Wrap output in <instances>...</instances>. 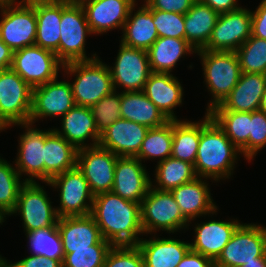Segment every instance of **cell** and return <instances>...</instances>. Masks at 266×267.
<instances>
[{
	"mask_svg": "<svg viewBox=\"0 0 266 267\" xmlns=\"http://www.w3.org/2000/svg\"><path fill=\"white\" fill-rule=\"evenodd\" d=\"M101 236L113 246L136 245L143 234L141 204L121 198L112 192L94 196L90 214Z\"/></svg>",
	"mask_w": 266,
	"mask_h": 267,
	"instance_id": "6da1fadb",
	"label": "cell"
},
{
	"mask_svg": "<svg viewBox=\"0 0 266 267\" xmlns=\"http://www.w3.org/2000/svg\"><path fill=\"white\" fill-rule=\"evenodd\" d=\"M238 153L241 151L206 112L201 121V136L194 163L197 177L213 178L215 181L229 178Z\"/></svg>",
	"mask_w": 266,
	"mask_h": 267,
	"instance_id": "7a4b0ae2",
	"label": "cell"
},
{
	"mask_svg": "<svg viewBox=\"0 0 266 267\" xmlns=\"http://www.w3.org/2000/svg\"><path fill=\"white\" fill-rule=\"evenodd\" d=\"M62 68L76 75L74 83H70L76 106L91 107L114 91L110 68L98 58L69 62Z\"/></svg>",
	"mask_w": 266,
	"mask_h": 267,
	"instance_id": "3957f363",
	"label": "cell"
},
{
	"mask_svg": "<svg viewBox=\"0 0 266 267\" xmlns=\"http://www.w3.org/2000/svg\"><path fill=\"white\" fill-rule=\"evenodd\" d=\"M196 53L201 57L205 82L213 95L206 109L209 112L230 94L242 72L236 52L201 49Z\"/></svg>",
	"mask_w": 266,
	"mask_h": 267,
	"instance_id": "277c9868",
	"label": "cell"
},
{
	"mask_svg": "<svg viewBox=\"0 0 266 267\" xmlns=\"http://www.w3.org/2000/svg\"><path fill=\"white\" fill-rule=\"evenodd\" d=\"M0 0V39L13 51L35 45V0ZM14 5V6H13Z\"/></svg>",
	"mask_w": 266,
	"mask_h": 267,
	"instance_id": "5b68a950",
	"label": "cell"
},
{
	"mask_svg": "<svg viewBox=\"0 0 266 267\" xmlns=\"http://www.w3.org/2000/svg\"><path fill=\"white\" fill-rule=\"evenodd\" d=\"M33 88L11 68L0 72V124L29 123L32 110Z\"/></svg>",
	"mask_w": 266,
	"mask_h": 267,
	"instance_id": "8992f818",
	"label": "cell"
},
{
	"mask_svg": "<svg viewBox=\"0 0 266 267\" xmlns=\"http://www.w3.org/2000/svg\"><path fill=\"white\" fill-rule=\"evenodd\" d=\"M151 185L141 203V223L143 233L159 229L174 233L187 227L190 222L181 212L170 191H161Z\"/></svg>",
	"mask_w": 266,
	"mask_h": 267,
	"instance_id": "52a82bcc",
	"label": "cell"
},
{
	"mask_svg": "<svg viewBox=\"0 0 266 267\" xmlns=\"http://www.w3.org/2000/svg\"><path fill=\"white\" fill-rule=\"evenodd\" d=\"M86 15L80 3L62 1V18L60 21L59 60L63 63L90 61L85 52V38L91 34Z\"/></svg>",
	"mask_w": 266,
	"mask_h": 267,
	"instance_id": "ba28073f",
	"label": "cell"
},
{
	"mask_svg": "<svg viewBox=\"0 0 266 267\" xmlns=\"http://www.w3.org/2000/svg\"><path fill=\"white\" fill-rule=\"evenodd\" d=\"M257 257H266V227L240 224L214 262V267H239Z\"/></svg>",
	"mask_w": 266,
	"mask_h": 267,
	"instance_id": "9c48e42d",
	"label": "cell"
},
{
	"mask_svg": "<svg viewBox=\"0 0 266 267\" xmlns=\"http://www.w3.org/2000/svg\"><path fill=\"white\" fill-rule=\"evenodd\" d=\"M47 184L60 188V208L56 209L59 218L91 214L94 194L77 166L54 176Z\"/></svg>",
	"mask_w": 266,
	"mask_h": 267,
	"instance_id": "30bf717a",
	"label": "cell"
},
{
	"mask_svg": "<svg viewBox=\"0 0 266 267\" xmlns=\"http://www.w3.org/2000/svg\"><path fill=\"white\" fill-rule=\"evenodd\" d=\"M61 67L63 63L54 52L32 45L13 51L10 68L34 88L56 79Z\"/></svg>",
	"mask_w": 266,
	"mask_h": 267,
	"instance_id": "8fae6325",
	"label": "cell"
},
{
	"mask_svg": "<svg viewBox=\"0 0 266 267\" xmlns=\"http://www.w3.org/2000/svg\"><path fill=\"white\" fill-rule=\"evenodd\" d=\"M20 213L25 232L57 225L58 215L47 193L37 182H26L19 191L15 209L11 214Z\"/></svg>",
	"mask_w": 266,
	"mask_h": 267,
	"instance_id": "7c38bea8",
	"label": "cell"
},
{
	"mask_svg": "<svg viewBox=\"0 0 266 267\" xmlns=\"http://www.w3.org/2000/svg\"><path fill=\"white\" fill-rule=\"evenodd\" d=\"M251 35V10L240 7L237 10L219 14L211 37L203 49L235 52Z\"/></svg>",
	"mask_w": 266,
	"mask_h": 267,
	"instance_id": "4fadbf2b",
	"label": "cell"
},
{
	"mask_svg": "<svg viewBox=\"0 0 266 267\" xmlns=\"http://www.w3.org/2000/svg\"><path fill=\"white\" fill-rule=\"evenodd\" d=\"M118 157L100 145L77 150L76 166L82 171L94 196L111 192Z\"/></svg>",
	"mask_w": 266,
	"mask_h": 267,
	"instance_id": "5bb4252c",
	"label": "cell"
},
{
	"mask_svg": "<svg viewBox=\"0 0 266 267\" xmlns=\"http://www.w3.org/2000/svg\"><path fill=\"white\" fill-rule=\"evenodd\" d=\"M109 68L115 91L116 85L117 88L124 87L125 92L142 91L152 73L148 52L122 43L113 68L110 66Z\"/></svg>",
	"mask_w": 266,
	"mask_h": 267,
	"instance_id": "9a60e30c",
	"label": "cell"
},
{
	"mask_svg": "<svg viewBox=\"0 0 266 267\" xmlns=\"http://www.w3.org/2000/svg\"><path fill=\"white\" fill-rule=\"evenodd\" d=\"M75 106L71 85L57 78L33 88L32 110L29 123L38 118L63 116Z\"/></svg>",
	"mask_w": 266,
	"mask_h": 267,
	"instance_id": "2e32d148",
	"label": "cell"
},
{
	"mask_svg": "<svg viewBox=\"0 0 266 267\" xmlns=\"http://www.w3.org/2000/svg\"><path fill=\"white\" fill-rule=\"evenodd\" d=\"M145 167L136 157H118L111 192L121 198L141 204L152 182Z\"/></svg>",
	"mask_w": 266,
	"mask_h": 267,
	"instance_id": "e0dca14e",
	"label": "cell"
},
{
	"mask_svg": "<svg viewBox=\"0 0 266 267\" xmlns=\"http://www.w3.org/2000/svg\"><path fill=\"white\" fill-rule=\"evenodd\" d=\"M136 0H82L90 31L95 34L107 33L110 29L122 28Z\"/></svg>",
	"mask_w": 266,
	"mask_h": 267,
	"instance_id": "ac0fdd59",
	"label": "cell"
},
{
	"mask_svg": "<svg viewBox=\"0 0 266 267\" xmlns=\"http://www.w3.org/2000/svg\"><path fill=\"white\" fill-rule=\"evenodd\" d=\"M149 128L126 119H118L101 133L99 145L119 157H136Z\"/></svg>",
	"mask_w": 266,
	"mask_h": 267,
	"instance_id": "d6986e66",
	"label": "cell"
},
{
	"mask_svg": "<svg viewBox=\"0 0 266 267\" xmlns=\"http://www.w3.org/2000/svg\"><path fill=\"white\" fill-rule=\"evenodd\" d=\"M21 126L27 129L20 136L15 168L20 176L22 173L29 174L25 182H36L33 178L45 182V131L32 128L30 123L21 124Z\"/></svg>",
	"mask_w": 266,
	"mask_h": 267,
	"instance_id": "ffe728a7",
	"label": "cell"
},
{
	"mask_svg": "<svg viewBox=\"0 0 266 267\" xmlns=\"http://www.w3.org/2000/svg\"><path fill=\"white\" fill-rule=\"evenodd\" d=\"M265 89V74L241 73L238 83L230 94L220 105L215 106L210 111H257Z\"/></svg>",
	"mask_w": 266,
	"mask_h": 267,
	"instance_id": "44dd1931",
	"label": "cell"
},
{
	"mask_svg": "<svg viewBox=\"0 0 266 267\" xmlns=\"http://www.w3.org/2000/svg\"><path fill=\"white\" fill-rule=\"evenodd\" d=\"M240 224L238 220H212L198 224L194 229L196 237L194 243H190V249L215 262Z\"/></svg>",
	"mask_w": 266,
	"mask_h": 267,
	"instance_id": "7402d4cb",
	"label": "cell"
},
{
	"mask_svg": "<svg viewBox=\"0 0 266 267\" xmlns=\"http://www.w3.org/2000/svg\"><path fill=\"white\" fill-rule=\"evenodd\" d=\"M77 150L99 145L101 134L96 128L90 107L74 106L62 116V130L53 129ZM92 139L88 145L85 140ZM85 144V145H84Z\"/></svg>",
	"mask_w": 266,
	"mask_h": 267,
	"instance_id": "603a6c76",
	"label": "cell"
},
{
	"mask_svg": "<svg viewBox=\"0 0 266 267\" xmlns=\"http://www.w3.org/2000/svg\"><path fill=\"white\" fill-rule=\"evenodd\" d=\"M202 180L201 177H197L170 190L182 214L189 221L197 216L217 212V207L213 203L209 187H207L208 184Z\"/></svg>",
	"mask_w": 266,
	"mask_h": 267,
	"instance_id": "cb8c5ba5",
	"label": "cell"
},
{
	"mask_svg": "<svg viewBox=\"0 0 266 267\" xmlns=\"http://www.w3.org/2000/svg\"><path fill=\"white\" fill-rule=\"evenodd\" d=\"M37 19L35 45L54 52L59 59L62 1L35 0Z\"/></svg>",
	"mask_w": 266,
	"mask_h": 267,
	"instance_id": "d4e9b609",
	"label": "cell"
},
{
	"mask_svg": "<svg viewBox=\"0 0 266 267\" xmlns=\"http://www.w3.org/2000/svg\"><path fill=\"white\" fill-rule=\"evenodd\" d=\"M143 91L169 120H177L173 108L182 104L183 88L176 77L171 73L152 72Z\"/></svg>",
	"mask_w": 266,
	"mask_h": 267,
	"instance_id": "484cf974",
	"label": "cell"
},
{
	"mask_svg": "<svg viewBox=\"0 0 266 267\" xmlns=\"http://www.w3.org/2000/svg\"><path fill=\"white\" fill-rule=\"evenodd\" d=\"M57 228L63 249H91L102 239L91 215L58 218Z\"/></svg>",
	"mask_w": 266,
	"mask_h": 267,
	"instance_id": "4316f807",
	"label": "cell"
},
{
	"mask_svg": "<svg viewBox=\"0 0 266 267\" xmlns=\"http://www.w3.org/2000/svg\"><path fill=\"white\" fill-rule=\"evenodd\" d=\"M144 267H176L190 250V243L171 238L141 239L137 244Z\"/></svg>",
	"mask_w": 266,
	"mask_h": 267,
	"instance_id": "83f0119b",
	"label": "cell"
},
{
	"mask_svg": "<svg viewBox=\"0 0 266 267\" xmlns=\"http://www.w3.org/2000/svg\"><path fill=\"white\" fill-rule=\"evenodd\" d=\"M120 109L122 119L136 122L149 129L161 127L170 121L143 90L121 92Z\"/></svg>",
	"mask_w": 266,
	"mask_h": 267,
	"instance_id": "f1b7e54d",
	"label": "cell"
},
{
	"mask_svg": "<svg viewBox=\"0 0 266 267\" xmlns=\"http://www.w3.org/2000/svg\"><path fill=\"white\" fill-rule=\"evenodd\" d=\"M45 182L76 166L77 149L53 129L45 131Z\"/></svg>",
	"mask_w": 266,
	"mask_h": 267,
	"instance_id": "f546056e",
	"label": "cell"
},
{
	"mask_svg": "<svg viewBox=\"0 0 266 267\" xmlns=\"http://www.w3.org/2000/svg\"><path fill=\"white\" fill-rule=\"evenodd\" d=\"M134 8L135 5L131 8L122 29L124 34L121 43L128 47L147 51L159 38L156 26L153 23V9L144 4L133 15Z\"/></svg>",
	"mask_w": 266,
	"mask_h": 267,
	"instance_id": "4dcf8cb0",
	"label": "cell"
},
{
	"mask_svg": "<svg viewBox=\"0 0 266 267\" xmlns=\"http://www.w3.org/2000/svg\"><path fill=\"white\" fill-rule=\"evenodd\" d=\"M218 16L215 10L198 0L184 15L185 39L196 51L208 43Z\"/></svg>",
	"mask_w": 266,
	"mask_h": 267,
	"instance_id": "1f68e13d",
	"label": "cell"
},
{
	"mask_svg": "<svg viewBox=\"0 0 266 267\" xmlns=\"http://www.w3.org/2000/svg\"><path fill=\"white\" fill-rule=\"evenodd\" d=\"M147 52L152 72L170 73L183 55L196 50L186 39L159 37Z\"/></svg>",
	"mask_w": 266,
	"mask_h": 267,
	"instance_id": "d6a6232c",
	"label": "cell"
},
{
	"mask_svg": "<svg viewBox=\"0 0 266 267\" xmlns=\"http://www.w3.org/2000/svg\"><path fill=\"white\" fill-rule=\"evenodd\" d=\"M216 124L225 132L231 142L249 160V135L251 112L209 111Z\"/></svg>",
	"mask_w": 266,
	"mask_h": 267,
	"instance_id": "836d02e7",
	"label": "cell"
},
{
	"mask_svg": "<svg viewBox=\"0 0 266 267\" xmlns=\"http://www.w3.org/2000/svg\"><path fill=\"white\" fill-rule=\"evenodd\" d=\"M201 136V122L173 120L171 156L194 165Z\"/></svg>",
	"mask_w": 266,
	"mask_h": 267,
	"instance_id": "e575fe53",
	"label": "cell"
},
{
	"mask_svg": "<svg viewBox=\"0 0 266 267\" xmlns=\"http://www.w3.org/2000/svg\"><path fill=\"white\" fill-rule=\"evenodd\" d=\"M155 175L158 186L153 188L161 191H170L197 178L193 164L172 156L158 162Z\"/></svg>",
	"mask_w": 266,
	"mask_h": 267,
	"instance_id": "d590c367",
	"label": "cell"
},
{
	"mask_svg": "<svg viewBox=\"0 0 266 267\" xmlns=\"http://www.w3.org/2000/svg\"><path fill=\"white\" fill-rule=\"evenodd\" d=\"M173 141V120L157 128H150L142 142L141 149L136 156L143 159L159 158V162L171 156Z\"/></svg>",
	"mask_w": 266,
	"mask_h": 267,
	"instance_id": "8d00e7d4",
	"label": "cell"
},
{
	"mask_svg": "<svg viewBox=\"0 0 266 267\" xmlns=\"http://www.w3.org/2000/svg\"><path fill=\"white\" fill-rule=\"evenodd\" d=\"M17 170L3 158H0V217L11 215L15 209L19 191L26 183L20 181Z\"/></svg>",
	"mask_w": 266,
	"mask_h": 267,
	"instance_id": "74e56055",
	"label": "cell"
},
{
	"mask_svg": "<svg viewBox=\"0 0 266 267\" xmlns=\"http://www.w3.org/2000/svg\"><path fill=\"white\" fill-rule=\"evenodd\" d=\"M32 255L59 260L64 258L63 246L57 225L26 233Z\"/></svg>",
	"mask_w": 266,
	"mask_h": 267,
	"instance_id": "f35d334b",
	"label": "cell"
},
{
	"mask_svg": "<svg viewBox=\"0 0 266 267\" xmlns=\"http://www.w3.org/2000/svg\"><path fill=\"white\" fill-rule=\"evenodd\" d=\"M235 52L242 73H266V39L251 35Z\"/></svg>",
	"mask_w": 266,
	"mask_h": 267,
	"instance_id": "ab89813d",
	"label": "cell"
},
{
	"mask_svg": "<svg viewBox=\"0 0 266 267\" xmlns=\"http://www.w3.org/2000/svg\"><path fill=\"white\" fill-rule=\"evenodd\" d=\"M112 246L102 238L91 249H63L62 267H103Z\"/></svg>",
	"mask_w": 266,
	"mask_h": 267,
	"instance_id": "60d3db41",
	"label": "cell"
},
{
	"mask_svg": "<svg viewBox=\"0 0 266 267\" xmlns=\"http://www.w3.org/2000/svg\"><path fill=\"white\" fill-rule=\"evenodd\" d=\"M116 92L114 90L111 94L101 98L95 105L90 107L96 128L100 134L121 118V93L117 94Z\"/></svg>",
	"mask_w": 266,
	"mask_h": 267,
	"instance_id": "b9f144b4",
	"label": "cell"
},
{
	"mask_svg": "<svg viewBox=\"0 0 266 267\" xmlns=\"http://www.w3.org/2000/svg\"><path fill=\"white\" fill-rule=\"evenodd\" d=\"M158 37L185 39L184 14L153 10Z\"/></svg>",
	"mask_w": 266,
	"mask_h": 267,
	"instance_id": "7bdbcfd3",
	"label": "cell"
},
{
	"mask_svg": "<svg viewBox=\"0 0 266 267\" xmlns=\"http://www.w3.org/2000/svg\"><path fill=\"white\" fill-rule=\"evenodd\" d=\"M103 267H144V259L137 245L112 246Z\"/></svg>",
	"mask_w": 266,
	"mask_h": 267,
	"instance_id": "ee69618b",
	"label": "cell"
},
{
	"mask_svg": "<svg viewBox=\"0 0 266 267\" xmlns=\"http://www.w3.org/2000/svg\"><path fill=\"white\" fill-rule=\"evenodd\" d=\"M266 145V114L260 110L251 112L249 135V160Z\"/></svg>",
	"mask_w": 266,
	"mask_h": 267,
	"instance_id": "f6af8a7d",
	"label": "cell"
},
{
	"mask_svg": "<svg viewBox=\"0 0 266 267\" xmlns=\"http://www.w3.org/2000/svg\"><path fill=\"white\" fill-rule=\"evenodd\" d=\"M153 10L186 14L196 0H145Z\"/></svg>",
	"mask_w": 266,
	"mask_h": 267,
	"instance_id": "bcb514c9",
	"label": "cell"
},
{
	"mask_svg": "<svg viewBox=\"0 0 266 267\" xmlns=\"http://www.w3.org/2000/svg\"><path fill=\"white\" fill-rule=\"evenodd\" d=\"M4 267H62V263L59 260L31 254L15 263H10L4 259Z\"/></svg>",
	"mask_w": 266,
	"mask_h": 267,
	"instance_id": "7dc6e473",
	"label": "cell"
},
{
	"mask_svg": "<svg viewBox=\"0 0 266 267\" xmlns=\"http://www.w3.org/2000/svg\"><path fill=\"white\" fill-rule=\"evenodd\" d=\"M252 13V36L266 39V0Z\"/></svg>",
	"mask_w": 266,
	"mask_h": 267,
	"instance_id": "c3c4849f",
	"label": "cell"
},
{
	"mask_svg": "<svg viewBox=\"0 0 266 267\" xmlns=\"http://www.w3.org/2000/svg\"><path fill=\"white\" fill-rule=\"evenodd\" d=\"M176 267H214V262L190 249Z\"/></svg>",
	"mask_w": 266,
	"mask_h": 267,
	"instance_id": "681fc988",
	"label": "cell"
},
{
	"mask_svg": "<svg viewBox=\"0 0 266 267\" xmlns=\"http://www.w3.org/2000/svg\"><path fill=\"white\" fill-rule=\"evenodd\" d=\"M199 2L208 5L218 14L228 13L239 9L237 0H198Z\"/></svg>",
	"mask_w": 266,
	"mask_h": 267,
	"instance_id": "f907efd6",
	"label": "cell"
},
{
	"mask_svg": "<svg viewBox=\"0 0 266 267\" xmlns=\"http://www.w3.org/2000/svg\"><path fill=\"white\" fill-rule=\"evenodd\" d=\"M13 50L0 39V72L11 67Z\"/></svg>",
	"mask_w": 266,
	"mask_h": 267,
	"instance_id": "816d5d0a",
	"label": "cell"
},
{
	"mask_svg": "<svg viewBox=\"0 0 266 267\" xmlns=\"http://www.w3.org/2000/svg\"><path fill=\"white\" fill-rule=\"evenodd\" d=\"M243 267H266V257H257L255 261L245 263Z\"/></svg>",
	"mask_w": 266,
	"mask_h": 267,
	"instance_id": "f5cc1de1",
	"label": "cell"
},
{
	"mask_svg": "<svg viewBox=\"0 0 266 267\" xmlns=\"http://www.w3.org/2000/svg\"><path fill=\"white\" fill-rule=\"evenodd\" d=\"M259 110L261 112H264L266 114V89L263 93V96L261 98V102H260V106H259Z\"/></svg>",
	"mask_w": 266,
	"mask_h": 267,
	"instance_id": "db71d44e",
	"label": "cell"
},
{
	"mask_svg": "<svg viewBox=\"0 0 266 267\" xmlns=\"http://www.w3.org/2000/svg\"><path fill=\"white\" fill-rule=\"evenodd\" d=\"M56 1H67V2H71V3H79L82 0H56Z\"/></svg>",
	"mask_w": 266,
	"mask_h": 267,
	"instance_id": "11a10c76",
	"label": "cell"
},
{
	"mask_svg": "<svg viewBox=\"0 0 266 267\" xmlns=\"http://www.w3.org/2000/svg\"><path fill=\"white\" fill-rule=\"evenodd\" d=\"M0 267H4V259L0 256Z\"/></svg>",
	"mask_w": 266,
	"mask_h": 267,
	"instance_id": "9f6ffc18",
	"label": "cell"
},
{
	"mask_svg": "<svg viewBox=\"0 0 266 267\" xmlns=\"http://www.w3.org/2000/svg\"><path fill=\"white\" fill-rule=\"evenodd\" d=\"M5 128L0 124V130H4Z\"/></svg>",
	"mask_w": 266,
	"mask_h": 267,
	"instance_id": "6f0895ef",
	"label": "cell"
},
{
	"mask_svg": "<svg viewBox=\"0 0 266 267\" xmlns=\"http://www.w3.org/2000/svg\"><path fill=\"white\" fill-rule=\"evenodd\" d=\"M2 222H4V220L0 217V224H2Z\"/></svg>",
	"mask_w": 266,
	"mask_h": 267,
	"instance_id": "680465c9",
	"label": "cell"
}]
</instances>
